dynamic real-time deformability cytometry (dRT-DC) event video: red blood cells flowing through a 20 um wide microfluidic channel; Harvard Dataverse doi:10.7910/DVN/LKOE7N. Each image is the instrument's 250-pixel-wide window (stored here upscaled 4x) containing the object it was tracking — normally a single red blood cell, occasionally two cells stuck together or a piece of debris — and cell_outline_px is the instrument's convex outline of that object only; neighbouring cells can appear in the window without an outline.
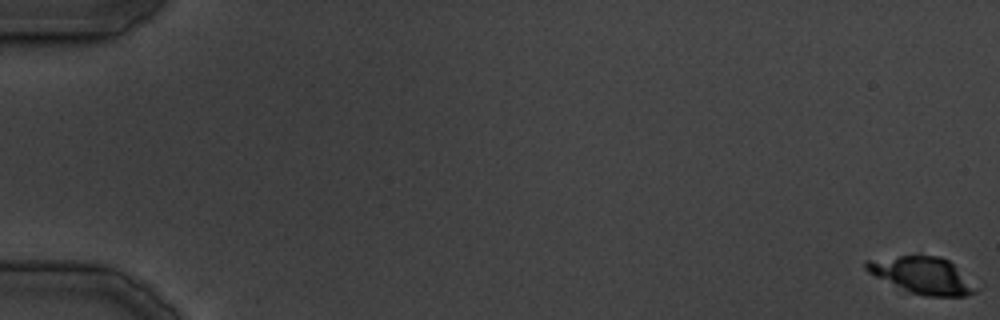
{"species": "common noctule bat (a hibernating species)", "species_latin": "Nyctalus noctula", "temperature_condition": "cold", "stored_images_in_passage": 21, "camera_frame_rate_fps": 3000, "um_per_image_px": 0.085, "animal": {"sex": "male", "body_mass_g": 19.5, "forearm_length_mm": 54.6}, "frame": {"image": 1, "passage_image": 1, "time_ms": 0.0, "image_size_px": [1000, 320], "cell_outline_px": [[976, 292], [964, 296], [924, 296], [908, 292], [868, 272], [864, 268], [864, 260], [920, 252], [940, 256], [948, 260], [952, 264]], "centroid_in_image_um": [78.25, 23.34], "position_along_channel_um": 6.8, "area_um2": 23.35}}